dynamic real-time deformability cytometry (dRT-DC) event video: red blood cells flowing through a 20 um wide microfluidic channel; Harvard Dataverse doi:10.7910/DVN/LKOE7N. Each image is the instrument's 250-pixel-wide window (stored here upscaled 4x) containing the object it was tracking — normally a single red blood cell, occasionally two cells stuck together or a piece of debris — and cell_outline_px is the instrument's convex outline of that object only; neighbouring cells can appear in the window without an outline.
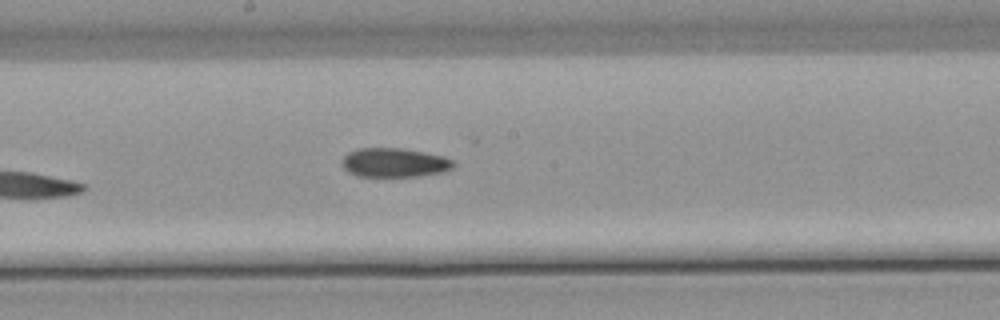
{"species": "common noctule bat (a hibernating species)", "species_latin": "Nyctalus noctula", "temperature_condition": "warm", "stored_images_in_passage": 8, "segment_of_instrument_passage": [1, 2], "camera_frame_rate_fps": 3000, "um_per_image_px": 0.085, "animal": {"sex": "male", "body_mass_g": 21.5, "forearm_length_mm": 52.0}, "frame": {"image": 1, "passage_image": 7, "time_ms": 8.333, "image_size_px": [1000, 320], "cell_outline_px": [[456, 164], [452, 168], [444, 172], [420, 176], [360, 176], [348, 172], [340, 164], [344, 156], [348, 152], [360, 148], [400, 148], [424, 152], [444, 156], [456, 160]], "centroid_in_image_um": [33.56, 13.82], "position_along_channel_um": 214.6, "area_um2": 19.07}}